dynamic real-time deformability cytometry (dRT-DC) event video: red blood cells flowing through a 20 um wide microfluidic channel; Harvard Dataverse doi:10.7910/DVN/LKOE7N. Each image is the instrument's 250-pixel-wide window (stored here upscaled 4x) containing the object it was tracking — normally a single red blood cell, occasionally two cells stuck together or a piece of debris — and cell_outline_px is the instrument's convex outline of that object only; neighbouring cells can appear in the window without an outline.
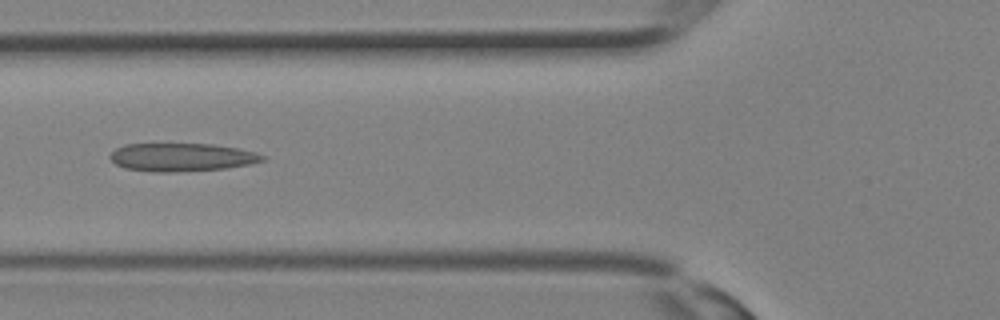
{"species": "Egyptian fruit bat (a non-hibernating species)", "species_latin": "Rousettus aegyptiacus", "temperature_condition": "room temperature", "stored_images_in_passage": 33, "camera_frame_rate_fps": 3000, "um_per_image_px": 0.085, "animal": {"sex": "female"}, "frame": {"image": 1, "passage_image": 12, "time_ms": 3.667, "image_size_px": [1000, 320], "cell_outline_px": [[268, 160], [252, 164], [224, 168], [172, 172], [156, 172], [124, 168], [116, 164], [108, 156], [116, 148], [124, 144], [212, 144], [236, 148], [256, 152], [268, 156]], "centroid_in_image_um": [15.49, 13.36], "position_along_channel_um": 110.3, "area_um2": 25.09}}
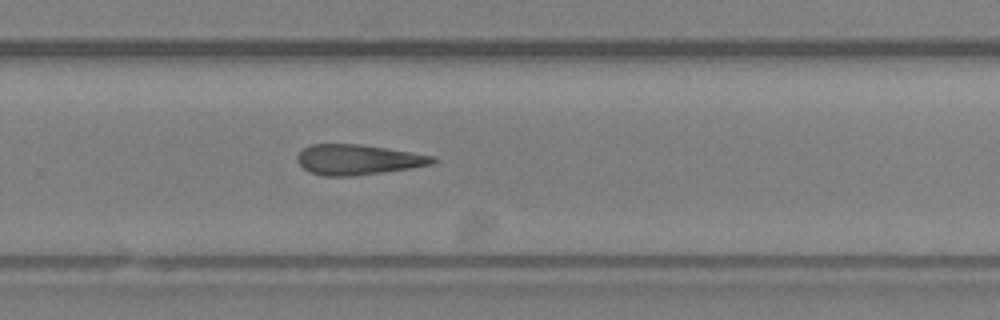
{"frame": {"image": 2, "passage_image": 21, "time_ms": 6.667, "image_size_px": [1000, 320], "cell_outline_px": [[440, 160], [432, 164], [408, 168], [352, 176], [324, 176], [312, 172], [304, 168], [296, 160], [296, 156], [304, 148], [312, 144], [360, 144], [436, 156]], "centroid_in_image_um": [30.44, 13.56], "position_along_channel_um": 299.4, "area_um2": 23.64}}
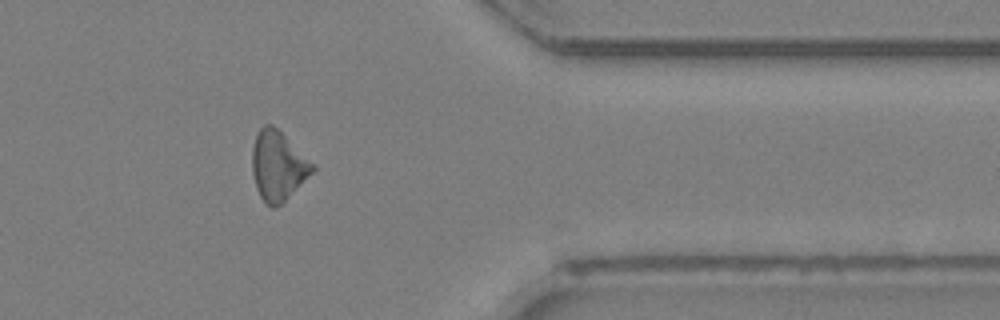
{"frame": {"image": 3, "passage_image": 26, "time_ms": 8.333, "image_size_px": [1000, 320], "cell_outline_px": [[316, 168], [276, 208], [272, 208], [260, 196], [256, 188], [252, 172], [252, 148], [256, 132], [264, 124], [272, 124]], "centroid_in_image_um": [23.56, 14.08], "position_along_channel_um": 387.8, "area_um2": 23.58}}